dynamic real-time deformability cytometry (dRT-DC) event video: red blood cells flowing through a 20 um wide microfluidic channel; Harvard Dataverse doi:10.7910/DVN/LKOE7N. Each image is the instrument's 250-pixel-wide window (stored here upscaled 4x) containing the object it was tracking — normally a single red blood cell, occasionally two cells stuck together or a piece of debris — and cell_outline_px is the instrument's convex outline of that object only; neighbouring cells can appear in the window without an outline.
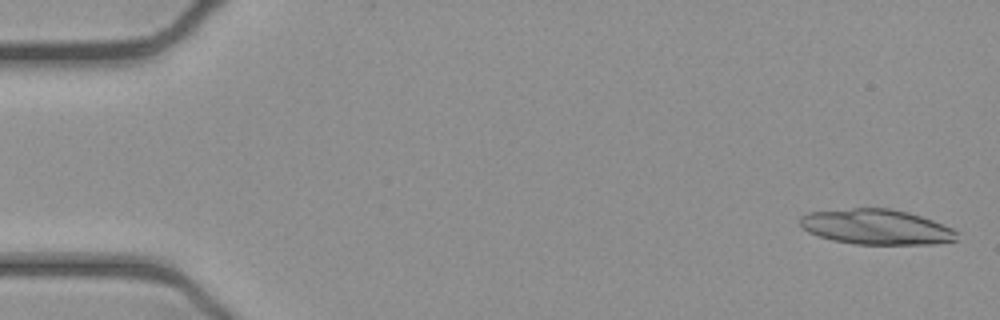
{"species": "common noctule bat (a hibernating species)", "species_latin": "Nyctalus noctula", "temperature_condition": "cold", "stored_images_in_passage": 18, "camera_frame_rate_fps": 3000, "um_per_image_px": 0.085, "animal": {"sex": "female", "body_mass_g": 21.9}, "frame": {"image": 1, "passage_image": 1, "time_ms": 0.0, "image_size_px": [1000, 320], "cell_outline_px": [[960, 232], [956, 240], [936, 244], [856, 244], [832, 240], [808, 232], [800, 224], [800, 216], [808, 212], [852, 208], [888, 208], [908, 212], [932, 220], [952, 228]], "centroid_in_image_um": [74.51, 19.29], "position_along_channel_um": 10.5, "area_um2": 32.19}}